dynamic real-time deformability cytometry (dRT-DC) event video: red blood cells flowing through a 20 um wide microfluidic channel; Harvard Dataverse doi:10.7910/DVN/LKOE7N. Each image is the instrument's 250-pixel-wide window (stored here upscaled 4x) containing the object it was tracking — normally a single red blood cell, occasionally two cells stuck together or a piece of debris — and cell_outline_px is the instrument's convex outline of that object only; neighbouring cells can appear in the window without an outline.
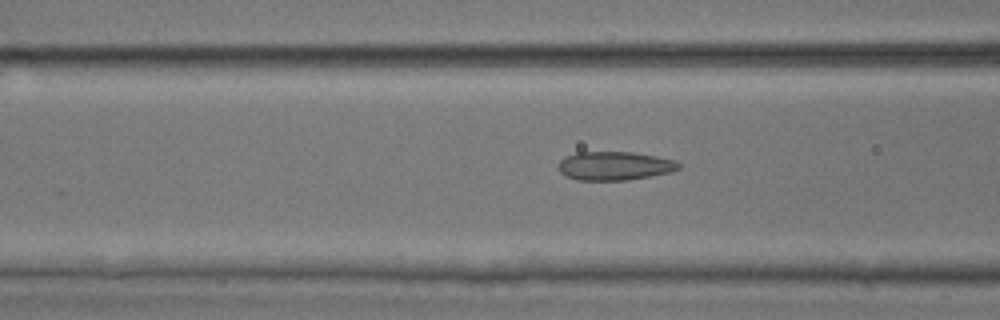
{"species": "common noctule bat (a hibernating species)", "species_latin": "Nyctalus noctula", "temperature_condition": "room temperature", "stored_images_in_passage": 52, "camera_frame_rate_fps": 3000, "um_per_image_px": 0.085, "animal": {"sex": "male", "body_mass_g": 17.9, "forearm_length_mm": 54.2}, "frame": {"image": 1, "passage_image": 21, "time_ms": 6.667, "image_size_px": [1000, 320], "cell_outline_px": [[680, 168], [672, 172], [628, 180], [576, 180], [560, 172], [556, 168], [556, 164], [564, 156], [576, 152], [632, 152], [656, 156], [676, 160], [680, 164]], "centroid_in_image_um": [52.21, 14.09], "position_along_channel_um": 114.4, "area_um2": 20.35}}
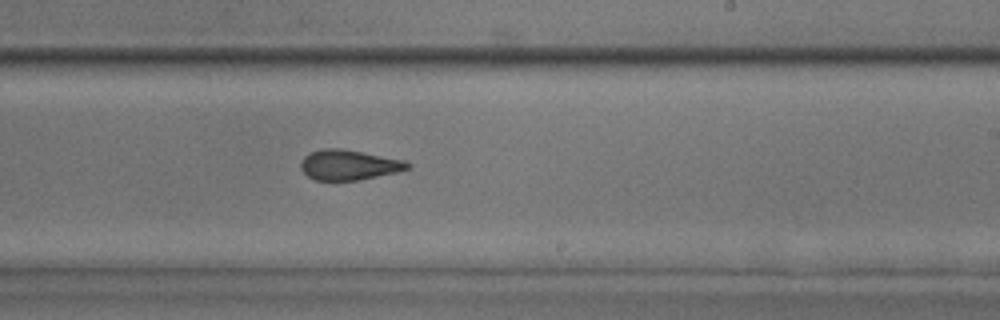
{"frame": {"image": 2, "passage_image": 32, "time_ms": 10.333, "image_size_px": [1000, 320], "cell_outline_px": [[412, 164], [408, 168], [396, 172], [360, 180], [316, 180], [308, 176], [300, 168], [300, 164], [304, 156], [308, 152], [320, 148], [340, 148], [404, 160]], "centroid_in_image_um": [29.61, 14.01], "position_along_channel_um": 259.4, "area_um2": 18.73}}
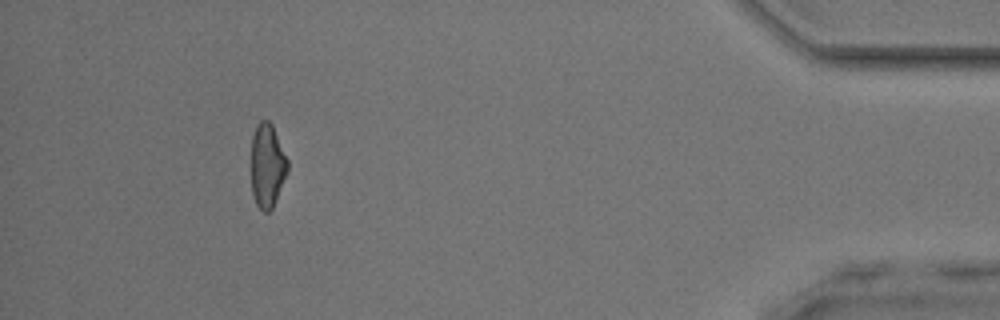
{"frame": {"image": 3, "passage_image": 48, "time_ms": 15.667, "image_size_px": [1000, 320], "cell_outline_px": [[288, 172], [272, 208], [268, 212], [264, 212], [256, 204], [252, 196], [252, 136], [256, 124], [260, 120], [268, 120], [272, 124], [288, 160]], "centroid_in_image_um": [22.72, 14.06], "position_along_channel_um": 412.5, "area_um2": 17.8}, "authors_computed_cell_mechanics": {"area_um2": 19.3052, "velocity_mm_per_s": 3.9687, "shape_relaxation_time_tau1_ms": null, "shape_relaxation_time_tau2_ms": 1.7585, "deformation_change_tau1": null, "deformation_change_tau2": 0.0915}}